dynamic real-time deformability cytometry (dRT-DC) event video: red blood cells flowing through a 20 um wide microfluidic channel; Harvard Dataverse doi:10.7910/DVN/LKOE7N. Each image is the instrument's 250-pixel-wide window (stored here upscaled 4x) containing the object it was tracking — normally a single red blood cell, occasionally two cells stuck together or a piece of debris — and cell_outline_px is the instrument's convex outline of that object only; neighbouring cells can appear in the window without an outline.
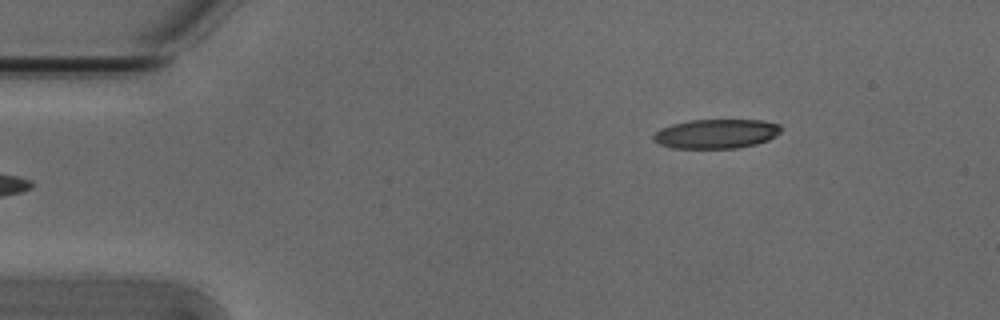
{"species": "Egyptian fruit bat (a non-hibernating species)", "species_latin": "Rousettus aegyptiacus", "temperature_condition": "cold", "stored_images_in_passage": 5, "camera_frame_rate_fps": 3000, "um_per_image_px": 0.085, "animal": {"sex": "male"}, "frame": {"image": 1, "passage_image": 5, "time_ms": 1.333, "image_size_px": [1000, 320], "cell_outline_px": [[784, 128], [776, 136], [768, 140], [756, 144], [736, 148], [672, 148], [660, 144], [652, 140], [652, 136], [660, 128], [672, 124], [692, 120], [760, 120], [780, 124]], "centroid_in_image_um": [60.89, 11.37], "position_along_channel_um": 24.1, "area_um2": 21.91}}